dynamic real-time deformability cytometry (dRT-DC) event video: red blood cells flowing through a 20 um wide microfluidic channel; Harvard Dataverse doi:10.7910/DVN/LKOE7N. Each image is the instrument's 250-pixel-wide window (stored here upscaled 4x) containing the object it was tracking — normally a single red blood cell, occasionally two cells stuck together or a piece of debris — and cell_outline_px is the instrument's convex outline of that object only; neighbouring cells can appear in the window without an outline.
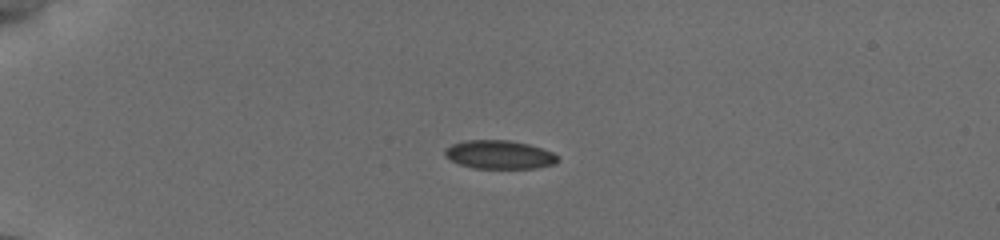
{"species": "common noctule bat (a hibernating species)", "species_latin": "Nyctalus noctula", "temperature_condition": "cold", "stored_images_in_passage": 42, "camera_frame_rate_fps": 3000, "um_per_image_px": 0.085, "animal": {"sex": "female", "body_mass_g": 19.5, "forearm_length_mm": 54.1}, "frame": {"image": 1, "passage_image": 34, "time_ms": 5.333, "image_size_px": [1000, 240], "cell_outline_px": [[560, 160], [556, 164], [536, 168], [472, 168], [460, 164], [444, 156], [444, 148], [452, 144], [464, 140], [508, 140], [528, 144], [552, 152]], "centroid_in_image_um": [42.43, 13.14], "position_along_channel_um": 42.6, "area_um2": 18.79}}